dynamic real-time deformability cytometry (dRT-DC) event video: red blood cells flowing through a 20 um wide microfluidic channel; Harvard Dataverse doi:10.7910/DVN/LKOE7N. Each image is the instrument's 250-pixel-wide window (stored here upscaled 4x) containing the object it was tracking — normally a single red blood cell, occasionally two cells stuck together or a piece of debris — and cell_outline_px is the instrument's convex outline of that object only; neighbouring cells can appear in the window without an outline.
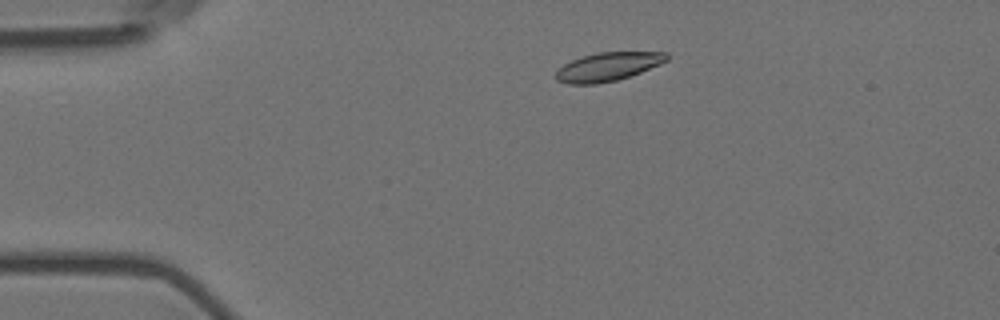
{"species": "Egyptian fruit bat (a non-hibernating species)", "species_latin": "Rousettus aegyptiacus", "temperature_condition": "room temperature", "stored_images_in_passage": 48, "camera_frame_rate_fps": 3000, "um_per_image_px": 0.085, "animal": {"sex": "female"}, "frame": {"image": 1, "passage_image": 3, "time_ms": 0.667, "image_size_px": [1000, 320], "cell_outline_px": [[668, 60], [660, 64], [640, 72], [616, 80], [596, 84], [568, 84], [556, 80], [556, 72], [564, 64], [572, 60], [584, 56], [600, 52], [668, 52]], "centroid_in_image_um": [51.67, 5.67], "position_along_channel_um": 33.3, "area_um2": 18.21}}
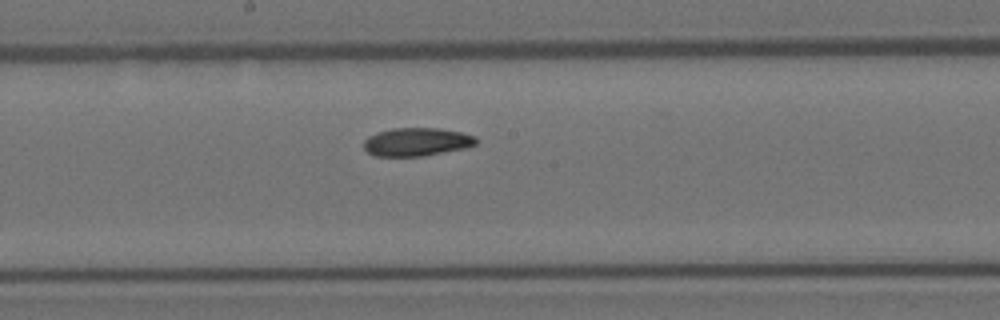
{"frame": {"image": 2, "passage_image": 22, "time_ms": 7.0, "image_size_px": [1000, 320], "cell_outline_px": [[476, 144], [464, 148], [424, 156], [372, 156], [364, 148], [364, 140], [368, 136], [376, 132], [392, 128], [440, 128], [460, 132], [476, 136]], "centroid_in_image_um": [35.38, 12.06], "position_along_channel_um": 212.8, "area_um2": 18.55}}
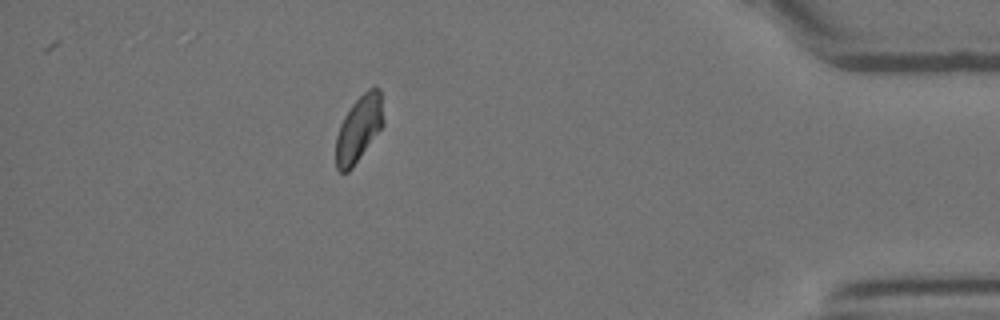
{"frame": {"image": 3, "passage_image": 42, "time_ms": 13.667, "image_size_px": [1000, 320], "cell_outline_px": [[384, 124], [352, 168], [348, 172], [340, 172], [336, 168], [336, 136], [340, 124], [344, 116], [352, 104], [372, 84], [376, 84], [380, 88], [384, 120]], "centroid_in_image_um": [30.51, 10.89], "position_along_channel_um": 404.7, "area_um2": 18.44}, "authors_computed_cell_mechanics": {"area_um2": 18.6983, "velocity_mm_per_s": 3.5772, "shape_relaxation_time_tau1_ms": 4.9793, "shape_relaxation_time_tau2_ms": 5.6737, "deformation_change_tau1": 0.1334, "deformation_change_tau2": 0.0817}}